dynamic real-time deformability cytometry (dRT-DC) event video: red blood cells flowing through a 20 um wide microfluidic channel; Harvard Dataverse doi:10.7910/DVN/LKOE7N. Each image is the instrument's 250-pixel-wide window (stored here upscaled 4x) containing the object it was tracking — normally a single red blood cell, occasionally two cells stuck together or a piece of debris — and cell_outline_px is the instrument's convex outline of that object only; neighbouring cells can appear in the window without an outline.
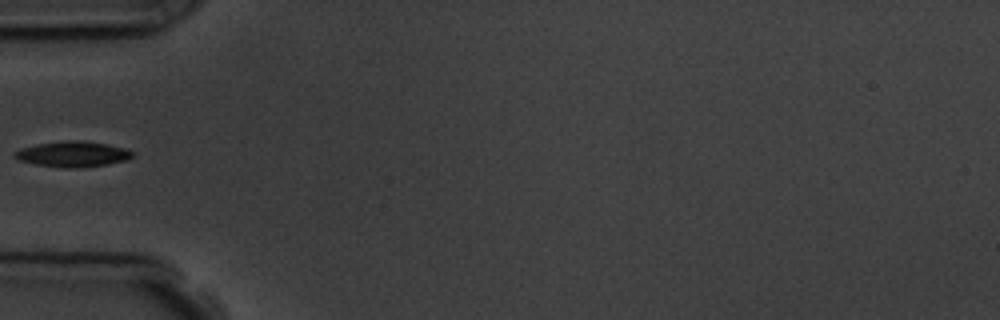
{"species": "common noctule bat (a hibernating species)", "species_latin": "Nyctalus noctula", "temperature_condition": "room temperature", "stored_images_in_passage": 3, "camera_frame_rate_fps": 3000, "um_per_image_px": 0.085, "animal": {"sex": "male", "body_mass_g": 19.5, "forearm_length_mm": 54.6}, "frame": {"image": 1, "passage_image": 3, "time_ms": 3.0, "image_size_px": [1000, 320], "cell_outline_px": [[136, 152], [128, 160], [108, 164], [80, 168], [64, 168], [36, 164], [20, 160], [12, 156], [12, 152], [20, 148], [36, 144], [72, 140], [84, 140], [108, 144], [124, 148]], "centroid_in_image_um": [6.2, 13.1], "position_along_channel_um": 78.8, "area_um2": 17.74}}